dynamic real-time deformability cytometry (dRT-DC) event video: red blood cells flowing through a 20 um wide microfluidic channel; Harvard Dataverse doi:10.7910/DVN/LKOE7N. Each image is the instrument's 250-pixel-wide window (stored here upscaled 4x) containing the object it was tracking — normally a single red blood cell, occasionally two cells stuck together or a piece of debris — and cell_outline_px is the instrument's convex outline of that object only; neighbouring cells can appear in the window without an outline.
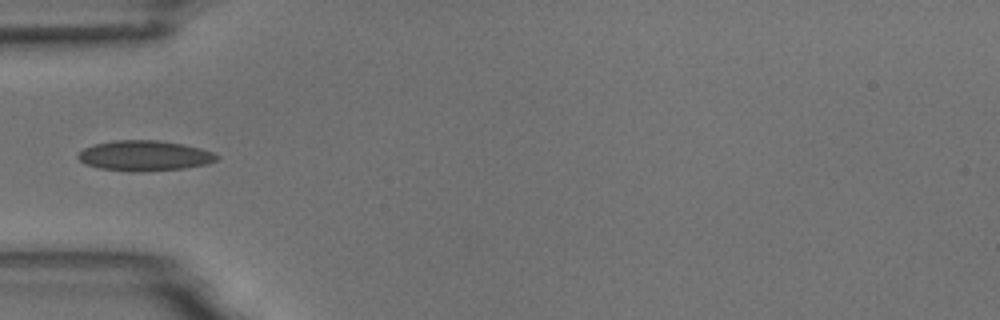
{"species": "common noctule bat (a hibernating species)", "species_latin": "Nyctalus noctula", "temperature_condition": "room temperature", "stored_images_in_passage": 2, "camera_frame_rate_fps": 3000, "um_per_image_px": 0.085, "animal": {"sex": "male", "body_mass_g": 18.8}, "frame": {"image": 1, "passage_image": 1, "time_ms": 0.0, "image_size_px": [1000, 320], "cell_outline_px": [[220, 156], [216, 160], [208, 164], [184, 168], [140, 172], [132, 172], [100, 168], [84, 164], [76, 156], [84, 148], [92, 144], [116, 140], [156, 140], [184, 144], [200, 148], [212, 152]], "centroid_in_image_um": [12.27, 13.23], "position_along_channel_um": 72.7, "area_um2": 24.62}}